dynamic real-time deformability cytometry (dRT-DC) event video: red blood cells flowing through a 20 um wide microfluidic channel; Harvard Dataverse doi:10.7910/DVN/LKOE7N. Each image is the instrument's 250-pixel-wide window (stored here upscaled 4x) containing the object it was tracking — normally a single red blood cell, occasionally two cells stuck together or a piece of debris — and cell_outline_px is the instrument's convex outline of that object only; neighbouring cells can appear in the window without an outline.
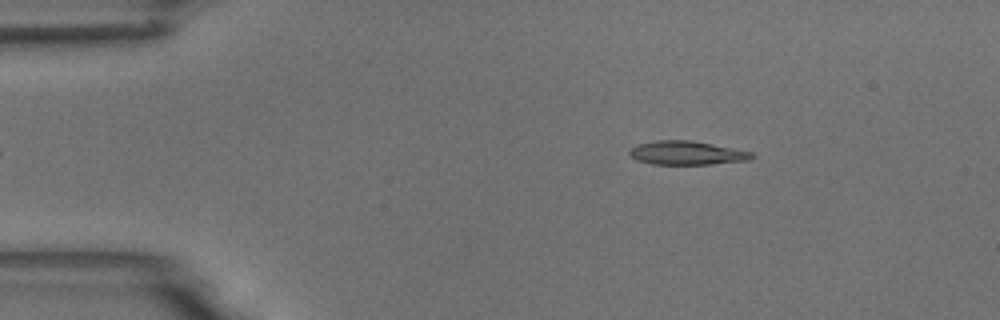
{"species": "common noctule bat (a hibernating species)", "species_latin": "Nyctalus noctula", "temperature_condition": "room temperature", "stored_images_in_passage": 48, "camera_frame_rate_fps": 3000, "um_per_image_px": 0.085, "animal": {"sex": "male", "body_mass_g": 18.8}, "frame": {"image": 1, "passage_image": 3, "time_ms": 0.667, "image_size_px": [1000, 320], "cell_outline_px": [[756, 156], [748, 160], [708, 164], [652, 164], [636, 160], [628, 152], [636, 144], [656, 140], [692, 140], [752, 152]], "centroid_in_image_um": [58.35, 12.99], "position_along_channel_um": 26.6, "area_um2": 16.82}}
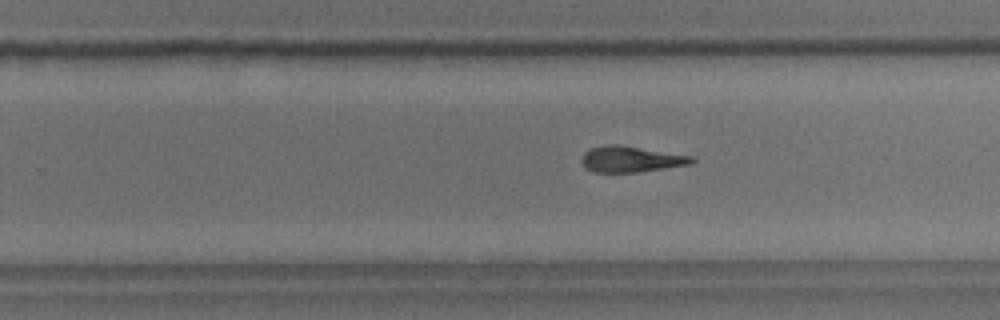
{"frame": {"image": 2, "passage_image": 28, "time_ms": 9.0, "image_size_px": [1000, 320], "cell_outline_px": [[696, 160], [692, 164], [636, 172], [592, 172], [584, 168], [580, 160], [584, 152], [592, 148], [604, 144], [616, 144], [692, 156]], "centroid_in_image_um": [53.58, 13.53], "position_along_channel_um": 276.2, "area_um2": 16.65}}
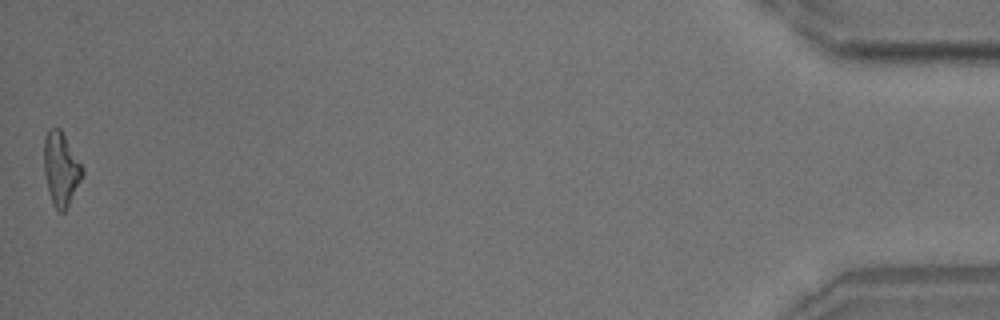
{"frame": {"image": 3, "passage_image": 48, "time_ms": 15.667, "image_size_px": [1000, 320], "cell_outline_px": [[84, 176], [64, 212], [60, 212], [52, 204], [44, 172], [44, 140], [48, 128], [60, 128], [84, 168]], "centroid_in_image_um": [5.19, 14.35], "position_along_channel_um": 430.0, "area_um2": 16.42}, "authors_computed_cell_mechanics": {"area_um2": 16.9354, "velocity_mm_per_s": 3.7406, "shape_relaxation_time_tau1_ms": 6.3267, "shape_relaxation_time_tau2_ms": 4.3672, "deformation_change_tau1": 0.2266, "deformation_change_tau2": 0.1488}}